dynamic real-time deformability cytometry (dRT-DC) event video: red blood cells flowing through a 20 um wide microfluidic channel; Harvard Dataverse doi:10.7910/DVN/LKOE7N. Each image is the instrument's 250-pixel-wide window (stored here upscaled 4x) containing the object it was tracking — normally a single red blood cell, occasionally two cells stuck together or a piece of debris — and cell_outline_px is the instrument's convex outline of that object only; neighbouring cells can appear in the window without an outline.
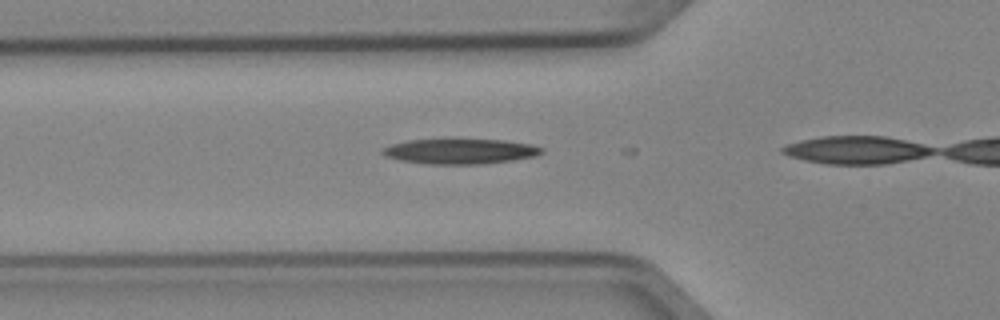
{"species": "Egyptian fruit bat (a non-hibernating species)", "species_latin": "Rousettus aegyptiacus", "temperature_condition": "cold", "stored_images_in_passage": 5, "camera_frame_rate_fps": 3000, "um_per_image_px": 0.085, "animal": {"sex": "female"}, "frame": {"image": 1, "passage_image": 3, "time_ms": 0.667, "image_size_px": [1000, 320], "cell_outline_px": [[544, 152], [536, 156], [512, 160], [480, 164], [428, 164], [400, 160], [384, 156], [380, 152], [380, 148], [392, 144], [408, 140], [504, 140], [532, 144], [544, 148]], "centroid_in_image_um": [39.1, 12.87], "position_along_channel_um": 86.7, "area_um2": 23.29}}